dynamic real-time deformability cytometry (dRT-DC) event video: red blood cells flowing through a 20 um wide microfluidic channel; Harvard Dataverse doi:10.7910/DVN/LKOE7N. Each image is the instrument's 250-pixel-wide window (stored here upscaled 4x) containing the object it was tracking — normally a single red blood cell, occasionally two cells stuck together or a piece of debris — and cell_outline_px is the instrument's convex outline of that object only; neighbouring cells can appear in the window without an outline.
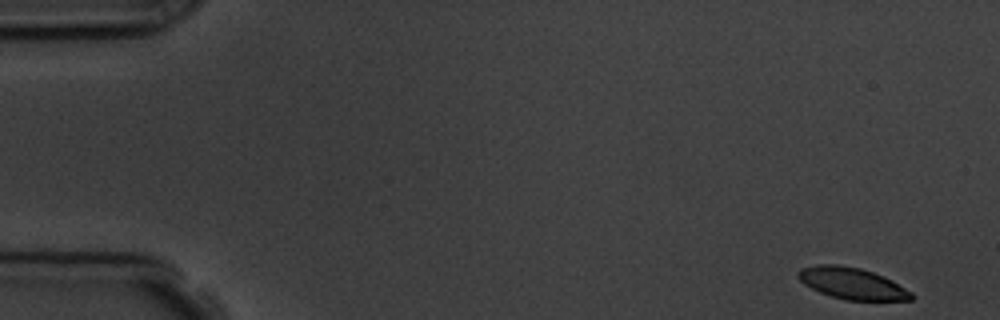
{"species": "common noctule bat (a hibernating species)", "species_latin": "Nyctalus noctula", "temperature_condition": "room temperature", "stored_images_in_passage": 4, "camera_frame_rate_fps": 3000, "um_per_image_px": 0.085, "animal": {"sex": "male", "body_mass_g": 19.5, "forearm_length_mm": 54.6}, "frame": {"image": 1, "passage_image": 1, "time_ms": 0.0, "image_size_px": [1000, 320], "cell_outline_px": [[916, 296], [912, 300], [844, 300], [820, 292], [804, 284], [796, 276], [796, 272], [800, 268], [816, 264], [836, 264], [860, 268], [884, 276], [892, 280], [912, 292]], "centroid_in_image_um": [72.42, 24.08], "position_along_channel_um": 12.6, "area_um2": 20.92}}
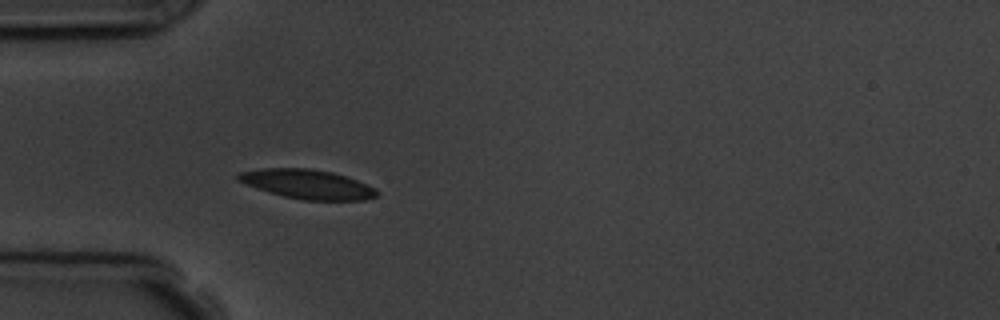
{"frame": {"image": 2, "passage_image": 4, "time_ms": 4.667, "image_size_px": [1000, 320], "cell_outline_px": [[380, 192], [376, 196], [364, 200], [304, 200], [284, 196], [268, 192], [236, 180], [236, 176], [240, 172], [264, 168], [308, 168], [332, 172], [356, 180], [376, 188]], "centroid_in_image_um": [26.13, 15.66], "position_along_channel_um": 58.9, "area_um2": 23.52}}